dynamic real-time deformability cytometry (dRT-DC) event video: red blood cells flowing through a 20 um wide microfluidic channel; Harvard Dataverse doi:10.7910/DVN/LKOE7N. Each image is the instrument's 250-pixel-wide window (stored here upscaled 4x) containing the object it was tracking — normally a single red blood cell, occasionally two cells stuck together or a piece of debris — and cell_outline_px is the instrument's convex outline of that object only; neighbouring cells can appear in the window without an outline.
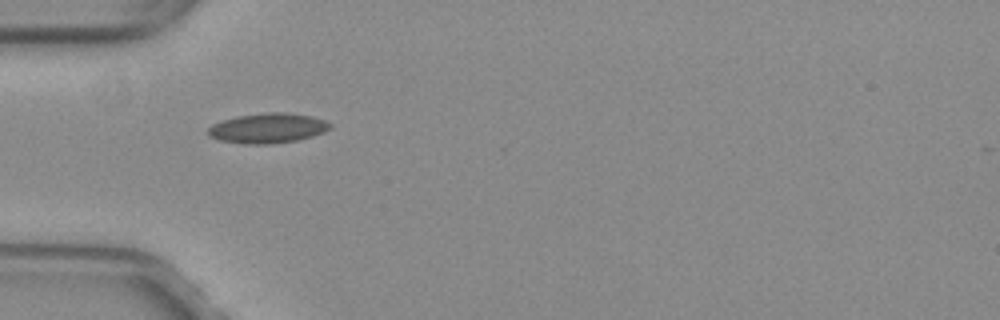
{"species": "common noctule bat (a hibernating species)", "species_latin": "Nyctalus noctula", "temperature_condition": "warm", "stored_images_in_passage": 36, "camera_frame_rate_fps": 3000, "um_per_image_px": 0.085, "animal": {"sex": "female", "body_mass_g": 29.2, "forearm_length_mm": 56.3}, "frame": {"image": 1, "passage_image": 1, "time_ms": 0.0, "image_size_px": [1000, 320], "cell_outline_px": [[332, 128], [324, 132], [312, 136], [296, 140], [272, 144], [244, 144], [220, 140], [208, 136], [208, 128], [212, 124], [236, 116], [268, 112], [284, 112], [312, 116], [324, 120], [332, 124]], "centroid_in_image_um": [22.77, 10.89], "position_along_channel_um": 62.2, "area_um2": 21.33}}
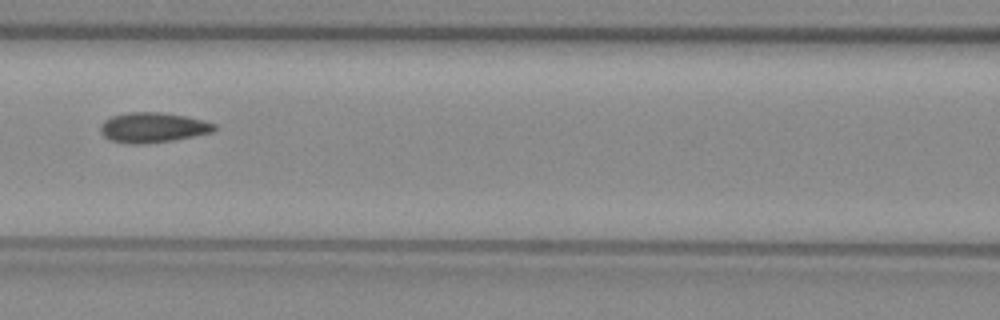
{"frame": {"image": 2, "passage_image": 8, "time_ms": 2.333, "image_size_px": [1000, 320], "cell_outline_px": [[216, 128], [212, 132], [176, 140], [148, 144], [128, 144], [112, 140], [104, 136], [100, 132], [100, 124], [104, 120], [112, 116], [128, 112], [160, 112], [184, 116], [204, 120], [216, 124]], "centroid_in_image_um": [12.99, 10.85], "position_along_channel_um": 153.6, "area_um2": 20.11}}
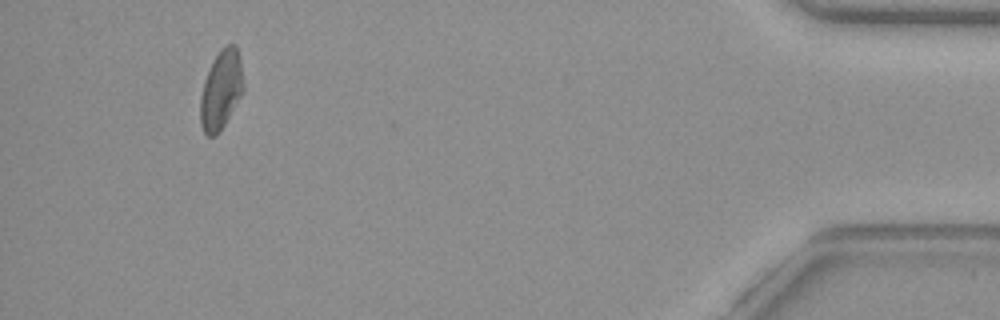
{"frame": {"image": 3, "passage_image": 33, "time_ms": 10.667, "image_size_px": [1000, 320], "cell_outline_px": [[244, 92], [224, 124], [216, 136], [208, 136], [204, 132], [200, 124], [200, 96], [204, 80], [212, 60], [228, 44], [236, 44], [240, 56], [244, 84]], "centroid_in_image_um": [18.8, 7.64], "position_along_channel_um": 416.4, "area_um2": 19.94}, "authors_computed_cell_mechanics": {"area_um2": 19.4208, "velocity_mm_per_s": 3.9995, "shape_relaxation_time_tau1_ms": null, "shape_relaxation_time_tau2_ms": 2.2059, "deformation_change_tau1": null, "deformation_change_tau2": 0.0795}}